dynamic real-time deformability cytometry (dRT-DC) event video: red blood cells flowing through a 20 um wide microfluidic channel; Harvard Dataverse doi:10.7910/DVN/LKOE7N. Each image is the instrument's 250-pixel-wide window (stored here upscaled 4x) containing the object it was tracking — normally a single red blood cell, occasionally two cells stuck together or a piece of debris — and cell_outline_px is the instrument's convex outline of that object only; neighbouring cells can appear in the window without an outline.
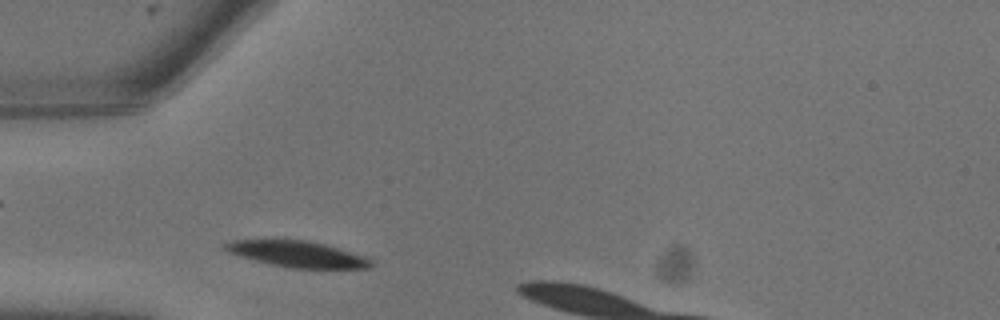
{"species": "common noctule bat (a hibernating species)", "species_latin": "Nyctalus noctula", "temperature_condition": "warm", "stored_images_in_passage": 3, "camera_frame_rate_fps": 3000, "um_per_image_px": 0.085, "animal": {"sex": "male", "body_mass_g": 13.3}, "frame": {"image": 1, "passage_image": 1, "time_ms": 0.0, "image_size_px": [1000, 320], "cell_outline_px": [[376, 264], [368, 268], [292, 268], [272, 264], [240, 256], [228, 252], [220, 244], [228, 240], [308, 240], [324, 244], [368, 256]], "centroid_in_image_um": [25.31, 21.59], "position_along_channel_um": 59.7, "area_um2": 22.25}}